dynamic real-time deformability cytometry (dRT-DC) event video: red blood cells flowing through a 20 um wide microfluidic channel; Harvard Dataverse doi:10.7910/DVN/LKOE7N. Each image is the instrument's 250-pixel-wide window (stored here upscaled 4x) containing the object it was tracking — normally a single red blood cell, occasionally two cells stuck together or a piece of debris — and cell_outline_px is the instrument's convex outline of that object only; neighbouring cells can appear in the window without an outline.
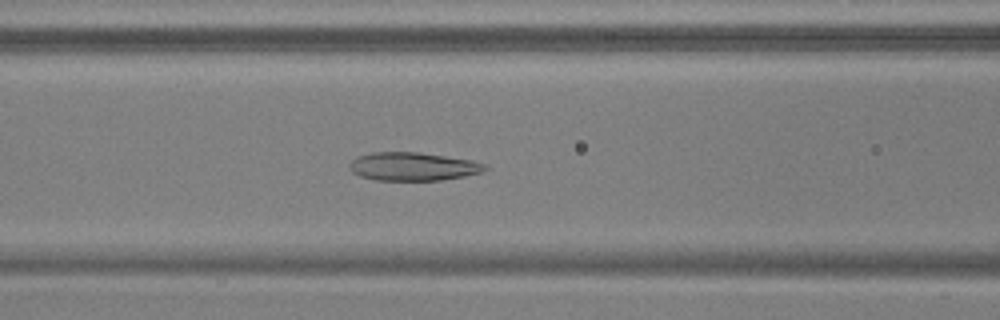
{"species": "common noctule bat (a hibernating species)", "species_latin": "Nyctalus noctula", "temperature_condition": "warm", "stored_images_in_passage": 46, "camera_frame_rate_fps": 3000, "um_per_image_px": 0.085, "animal": {"sex": "male", "body_mass_g": 17.9, "forearm_length_mm": 54.2}, "frame": {"image": 1, "passage_image": 15, "time_ms": 4.667, "image_size_px": [1000, 320], "cell_outline_px": [[488, 168], [480, 172], [464, 176], [440, 180], [376, 180], [360, 176], [352, 172], [348, 168], [348, 164], [356, 156], [372, 152], [420, 152], [472, 160], [484, 164]], "centroid_in_image_um": [35.05, 14.14], "position_along_channel_um": 131.6, "area_um2": 22.37}}
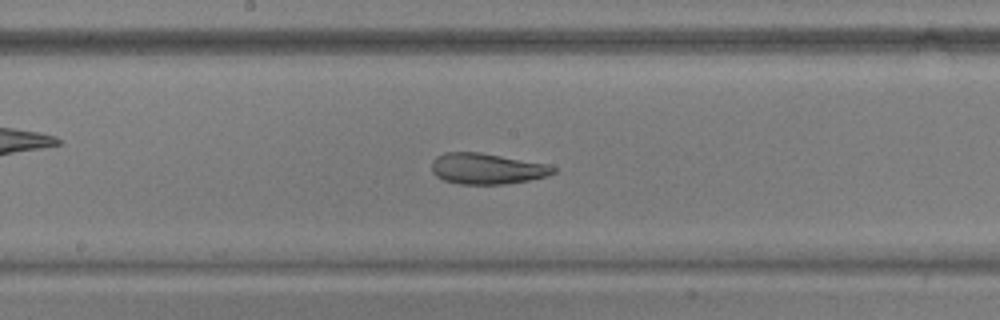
{"frame": {"image": 2, "passage_image": 21, "time_ms": 6.667, "image_size_px": [1000, 320], "cell_outline_px": [[556, 172], [544, 176], [528, 180], [504, 184], [460, 184], [444, 180], [436, 176], [432, 172], [432, 160], [436, 156], [444, 152], [480, 152], [548, 164], [556, 168]], "centroid_in_image_um": [41.35, 14.33], "position_along_channel_um": 206.8, "area_um2": 21.85}}
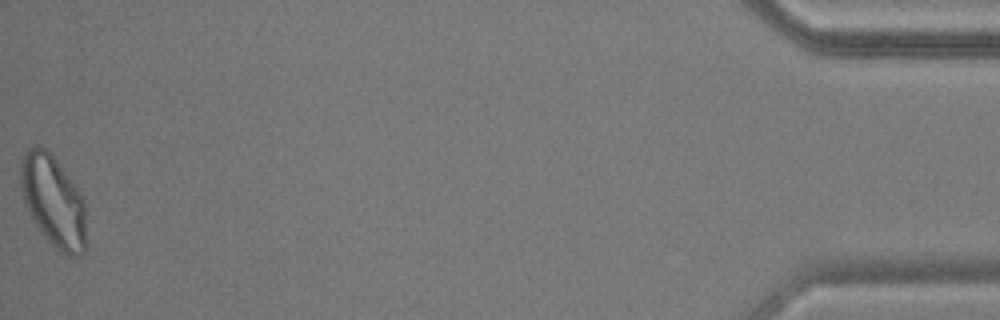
{"frame": {"image": 3, "passage_image": 46, "time_ms": 15.0, "image_size_px": [1000, 320], "cell_outline_px": [[84, 252], [80, 256], [68, 256], [60, 252], [40, 232], [24, 200], [20, 188], [20, 160], [24, 152], [32, 144], [40, 144], [48, 148], [84, 196]], "centroid_in_image_um": [4.5, 17.01], "position_along_channel_um": 430.7, "area_um2": 35.2}, "authors_computed_cell_mechanics": {"area_um2": 25.4898, "velocity_mm_per_s": 3.7628, "shape_relaxation_time_tau1_ms": 10.8117, "shape_relaxation_time_tau2_ms": 2.2408, "deformation_change_tau1": 0.2258, "deformation_change_tau2": 0.1037}}